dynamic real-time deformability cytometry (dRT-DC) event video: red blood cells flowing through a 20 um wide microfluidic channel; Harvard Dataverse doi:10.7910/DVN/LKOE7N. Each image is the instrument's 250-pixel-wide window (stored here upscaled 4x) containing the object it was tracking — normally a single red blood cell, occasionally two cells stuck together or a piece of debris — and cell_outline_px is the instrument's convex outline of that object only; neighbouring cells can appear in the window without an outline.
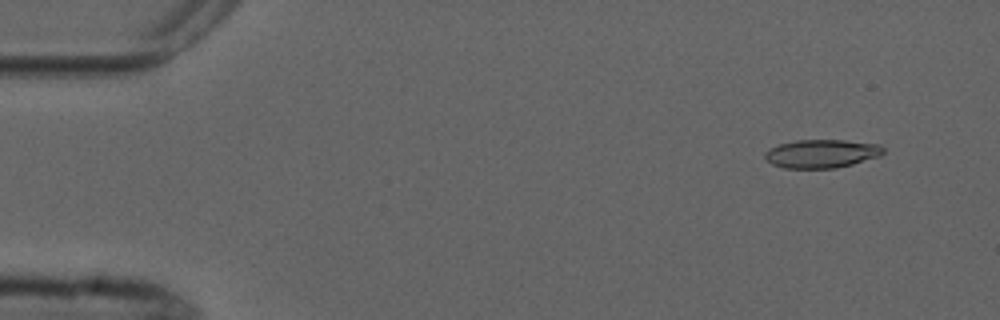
{"species": "common noctule bat (a hibernating species)", "species_latin": "Nyctalus noctula", "temperature_condition": "cold", "stored_images_in_passage": 4, "camera_frame_rate_fps": 3000, "um_per_image_px": 0.085, "animal": {"sex": "male", "forearm_length_mm": 52.5}, "frame": {"image": 1, "passage_image": 1, "time_ms": 0.0, "image_size_px": [1000, 320], "cell_outline_px": [[884, 152], [880, 156], [852, 164], [836, 168], [784, 168], [772, 164], [764, 156], [764, 152], [780, 144], [796, 140], [844, 140], [880, 144], [884, 148]], "centroid_in_image_um": [69.86, 13.06], "position_along_channel_um": 15.1, "area_um2": 19.54}}
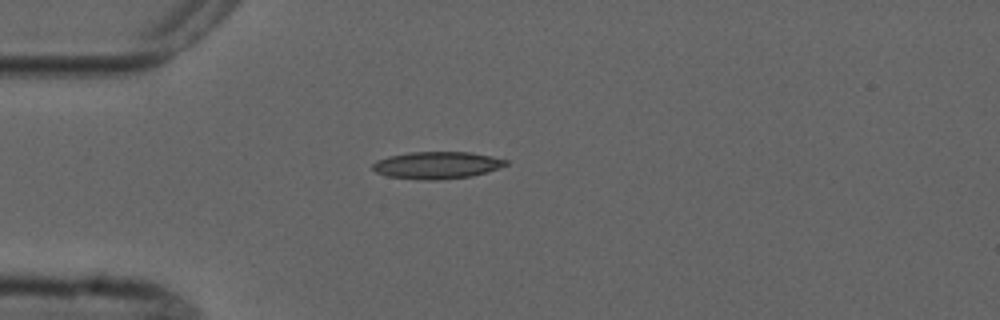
{"frame": {"image": 2, "passage_image": 4, "time_ms": 3.333, "image_size_px": [1000, 320], "cell_outline_px": [[508, 164], [488, 172], [472, 176], [436, 180], [428, 180], [388, 176], [376, 172], [372, 168], [372, 164], [376, 160], [388, 156], [408, 152], [472, 152], [492, 156], [508, 160]], "centroid_in_image_um": [37.15, 14.03], "position_along_channel_um": 47.8, "area_um2": 21.1}}